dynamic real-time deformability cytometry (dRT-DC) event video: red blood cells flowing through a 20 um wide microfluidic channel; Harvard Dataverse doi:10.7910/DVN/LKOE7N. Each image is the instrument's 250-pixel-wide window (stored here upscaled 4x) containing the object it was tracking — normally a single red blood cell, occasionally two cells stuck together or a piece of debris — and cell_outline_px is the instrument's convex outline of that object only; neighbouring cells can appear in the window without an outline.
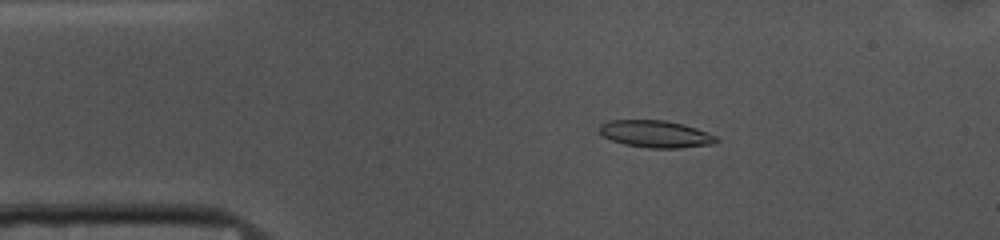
{"species": "common noctule bat (a hibernating species)", "species_latin": "Nyctalus noctula", "temperature_condition": "cold", "stored_images_in_passage": 53, "camera_frame_rate_fps": 3000, "um_per_image_px": 0.085, "animal": {"sex": "female", "body_mass_g": 10.0, "forearm_length_mm": 53.1}, "frame": {"image": 1, "passage_image": 9, "time_ms": 2.667, "image_size_px": [1000, 240], "cell_outline_px": [[720, 140], [712, 144], [680, 148], [648, 148], [624, 144], [612, 140], [604, 136], [600, 132], [600, 124], [612, 120], [664, 120], [684, 124], [696, 128], [716, 136]], "centroid_in_image_um": [55.75, 11.39], "position_along_channel_um": 29.3, "area_um2": 18.38}}
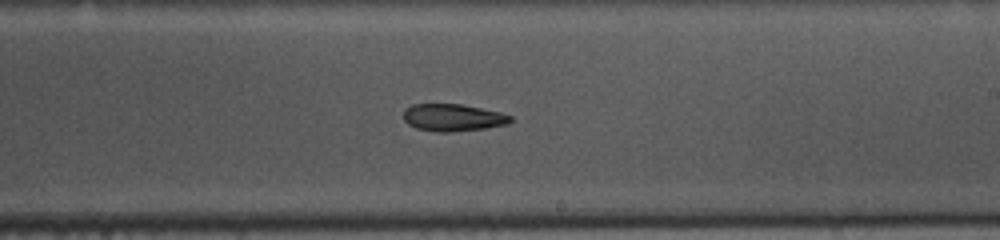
{"frame": {"image": 2, "passage_image": 30, "time_ms": 9.667, "image_size_px": [1000, 240], "cell_outline_px": [[512, 120], [508, 124], [484, 128], [452, 132], [436, 132], [416, 128], [408, 124], [404, 120], [404, 108], [412, 104], [460, 104], [500, 112], [512, 116]], "centroid_in_image_um": [38.48, 9.99], "position_along_channel_um": 250.5, "area_um2": 16.99}}
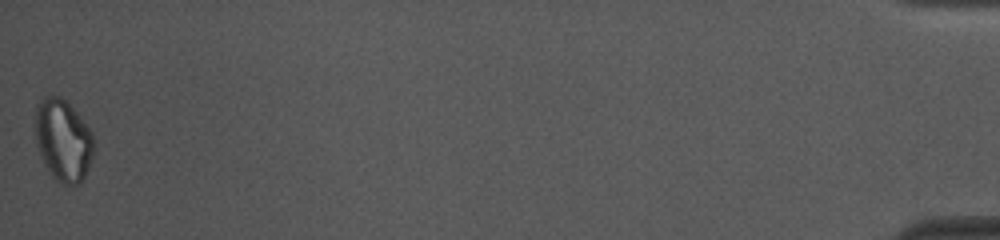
{"frame": {"image": 3, "passage_image": 53, "time_ms": 17.333, "image_size_px": [1000, 240], "cell_outline_px": [[96, 148], [88, 168], [80, 184], [64, 184], [52, 176], [44, 164], [36, 144], [36, 104], [44, 96], [60, 96], [76, 112], [92, 132]], "centroid_in_image_um": [5.38, 11.92], "position_along_channel_um": 429.8, "area_um2": 27.86}, "authors_computed_cell_mechanics": {"area_um2": 18.2648, "velocity_mm_per_s": 3.682, "shape_relaxation_time_tau1_ms": 6.9532, "shape_relaxation_time_tau2_ms": null, "deformation_change_tau1": 0.1549, "deformation_change_tau2": null}}